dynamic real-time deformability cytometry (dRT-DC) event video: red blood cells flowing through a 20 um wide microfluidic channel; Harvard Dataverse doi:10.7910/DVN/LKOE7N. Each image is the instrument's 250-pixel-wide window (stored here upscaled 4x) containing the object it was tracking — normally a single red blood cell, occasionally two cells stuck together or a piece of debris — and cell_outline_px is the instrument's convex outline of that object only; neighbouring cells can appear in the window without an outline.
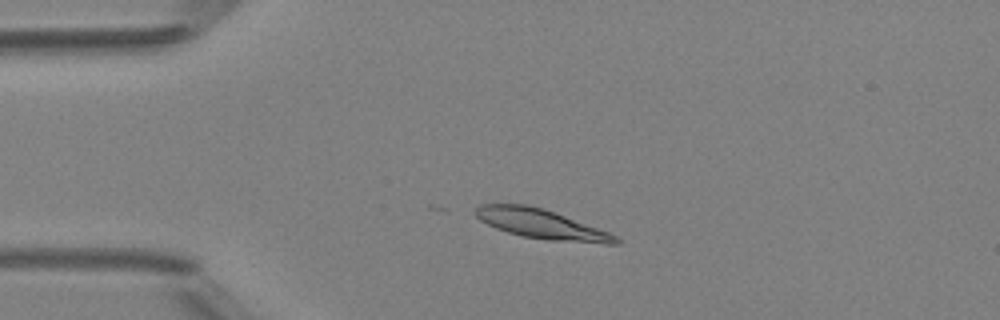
{"species": "Egyptian fruit bat (a non-hibernating species)", "species_latin": "Rousettus aegyptiacus", "temperature_condition": "room temperature", "stored_images_in_passage": 21, "camera_frame_rate_fps": 3000, "um_per_image_px": 0.085, "animal": {"sex": "female"}, "frame": {"image": 1, "passage_image": 9, "time_ms": 2.667, "image_size_px": [1000, 320], "cell_outline_px": [[620, 244], [604, 244], [548, 240], [524, 236], [508, 232], [496, 228], [480, 220], [476, 216], [476, 208], [480, 204], [528, 204], [544, 208], [556, 212], [608, 232], [616, 236], [620, 240]], "centroid_in_image_um": [46.04, 19.04], "position_along_channel_um": 39.0, "area_um2": 24.04}}
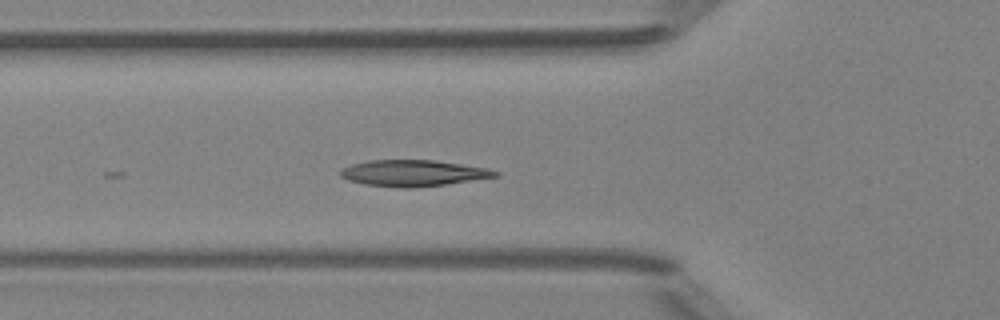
{"frame": {"image": 2, "passage_image": 15, "time_ms": 4.667, "image_size_px": [1000, 320], "cell_outline_px": [[500, 176], [444, 184], [412, 188], [400, 188], [364, 184], [348, 180], [340, 176], [340, 168], [352, 164], [368, 160], [432, 160], [488, 168], [500, 172]], "centroid_in_image_um": [35.09, 14.71], "position_along_channel_um": 90.7, "area_um2": 23.64}}
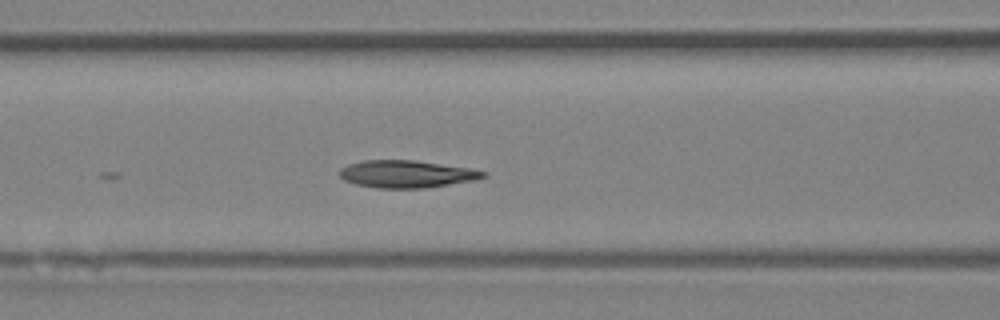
{"frame": {"image": 3, "passage_image": 18, "time_ms": 5.667, "image_size_px": [1000, 320], "cell_outline_px": [[488, 176], [476, 180], [428, 188], [376, 188], [356, 184], [344, 180], [336, 172], [340, 168], [348, 164], [364, 160], [412, 160], [472, 168], [488, 172]], "centroid_in_image_um": [34.58, 14.79], "position_along_channel_um": 132.0, "area_um2": 23.24}}